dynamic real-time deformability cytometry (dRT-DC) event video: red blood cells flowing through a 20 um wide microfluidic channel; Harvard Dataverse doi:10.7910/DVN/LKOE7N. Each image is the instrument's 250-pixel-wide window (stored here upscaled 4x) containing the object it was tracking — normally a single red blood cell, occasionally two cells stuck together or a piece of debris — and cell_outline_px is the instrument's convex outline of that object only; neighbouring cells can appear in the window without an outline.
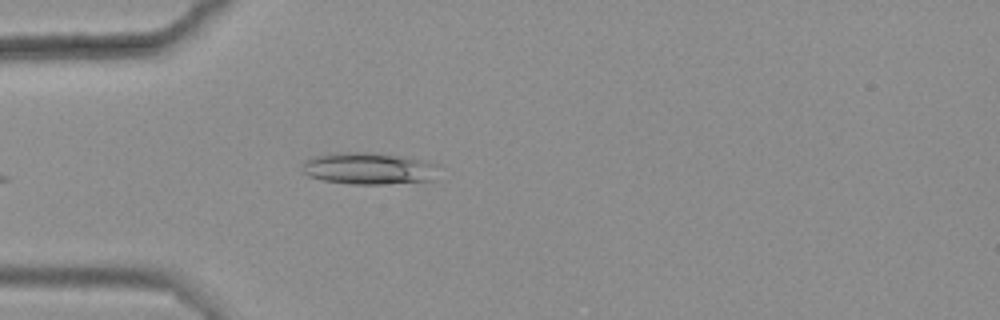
{"species": "common noctule bat (a hibernating species)", "species_latin": "Nyctalus noctula", "temperature_condition": "warm", "stored_images_in_passage": 5, "camera_frame_rate_fps": 3000, "um_per_image_px": 0.085, "animal": {"sex": "female", "body_mass_g": 25.1}, "frame": {"image": 1, "passage_image": 5, "time_ms": 1.333, "image_size_px": [1000, 320], "cell_outline_px": [[440, 164], [432, 180], [380, 184], [352, 184], [324, 180], [308, 176], [300, 168], [304, 160], [316, 156], [348, 152], [368, 152], [400, 156], [424, 160]], "centroid_in_image_um": [31.34, 14.32], "position_along_channel_um": 53.7, "area_um2": 25.14}}